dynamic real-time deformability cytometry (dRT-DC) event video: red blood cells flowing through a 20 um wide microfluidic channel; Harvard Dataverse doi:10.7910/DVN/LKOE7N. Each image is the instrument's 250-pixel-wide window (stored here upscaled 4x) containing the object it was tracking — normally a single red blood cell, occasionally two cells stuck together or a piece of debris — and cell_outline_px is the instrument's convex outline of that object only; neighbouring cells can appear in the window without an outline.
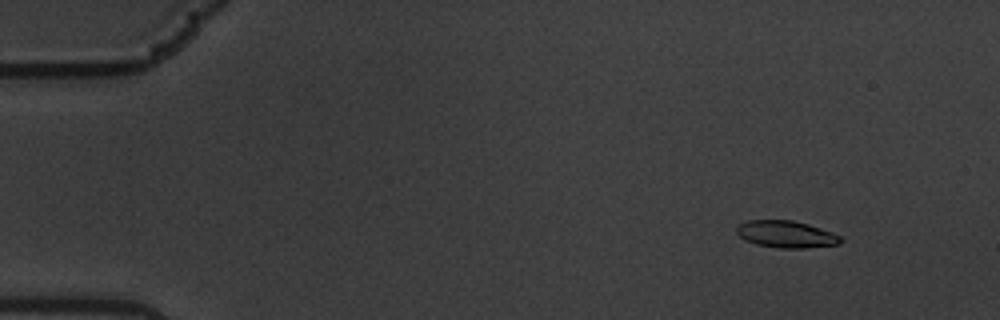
{"species": "common noctule bat (a hibernating species)", "species_latin": "Nyctalus noctula", "temperature_condition": "warm", "stored_images_in_passage": 15, "camera_frame_rate_fps": 3000, "um_per_image_px": 0.085, "animal": {"sex": "male", "body_mass_g": 19.5, "forearm_length_mm": 54.6}, "frame": {"image": 1, "passage_image": 7, "time_ms": 2.0, "image_size_px": [1000, 320], "cell_outline_px": [[844, 240], [840, 244], [804, 248], [776, 248], [756, 244], [744, 240], [736, 232], [736, 228], [740, 224], [748, 220], [792, 220], [808, 224], [832, 232], [840, 236]], "centroid_in_image_um": [66.83, 19.91], "position_along_channel_um": 18.2, "area_um2": 16.42}}